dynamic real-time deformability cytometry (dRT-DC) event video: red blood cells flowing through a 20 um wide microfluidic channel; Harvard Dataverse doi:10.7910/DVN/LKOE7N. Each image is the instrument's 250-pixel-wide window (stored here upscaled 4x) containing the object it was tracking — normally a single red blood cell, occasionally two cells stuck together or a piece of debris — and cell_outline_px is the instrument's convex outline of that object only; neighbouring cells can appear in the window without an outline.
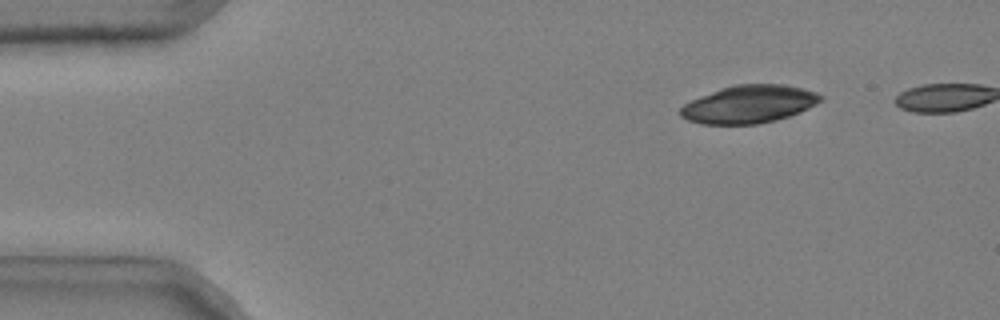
{"species": "common noctule bat (a hibernating species)", "species_latin": "Nyctalus noctula", "temperature_condition": "cold", "stored_images_in_passage": 3, "camera_frame_rate_fps": 3000, "um_per_image_px": 0.085, "animal": {"sex": "male", "body_mass_g": 20.4}, "frame": {"image": 1, "passage_image": 1, "time_ms": 0.0, "image_size_px": [1000, 320], "cell_outline_px": [[824, 100], [808, 108], [788, 116], [776, 120], [756, 124], [700, 124], [688, 120], [680, 116], [680, 108], [684, 104], [700, 96], [720, 88], [736, 84], [784, 84], [816, 92], [824, 96]], "centroid_in_image_um": [63.66, 8.85], "position_along_channel_um": 21.3, "area_um2": 30.87}}